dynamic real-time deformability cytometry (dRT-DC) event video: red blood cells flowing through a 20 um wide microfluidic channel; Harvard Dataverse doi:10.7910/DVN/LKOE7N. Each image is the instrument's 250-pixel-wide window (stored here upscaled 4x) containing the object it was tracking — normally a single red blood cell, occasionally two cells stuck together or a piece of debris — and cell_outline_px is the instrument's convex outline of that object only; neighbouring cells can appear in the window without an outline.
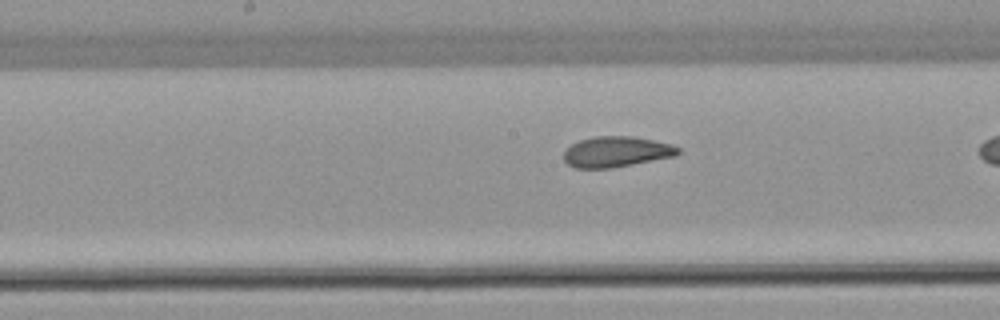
{"species": "common noctule bat (a hibernating species)", "species_latin": "Nyctalus noctula", "temperature_condition": "warm", "stored_images_in_passage": 34, "camera_frame_rate_fps": 3000, "um_per_image_px": 0.085, "animal": {"sex": "female", "body_mass_g": 22.7, "forearm_length_mm": 54.2}, "frame": {"image": 1, "passage_image": 25, "time_ms": 8.0, "image_size_px": [1000, 320], "cell_outline_px": [[680, 152], [676, 156], [612, 168], [576, 168], [568, 164], [564, 160], [564, 152], [572, 144], [580, 140], [596, 136], [632, 136], [672, 144], [680, 148]], "centroid_in_image_um": [52.41, 12.9], "position_along_channel_um": 195.8, "area_um2": 20.35}}